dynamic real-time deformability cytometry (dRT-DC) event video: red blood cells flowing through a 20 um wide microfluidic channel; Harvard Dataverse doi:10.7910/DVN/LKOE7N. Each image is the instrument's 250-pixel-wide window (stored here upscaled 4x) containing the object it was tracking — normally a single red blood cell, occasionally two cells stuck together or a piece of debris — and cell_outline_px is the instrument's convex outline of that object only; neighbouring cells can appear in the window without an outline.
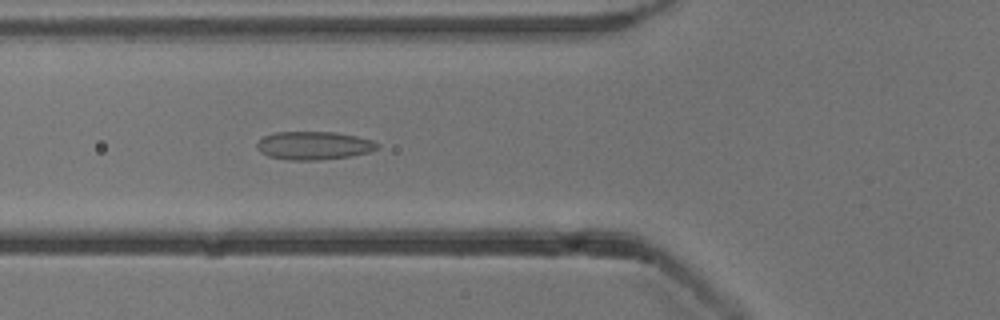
{"species": "common noctule bat (a hibernating species)", "species_latin": "Nyctalus noctula", "temperature_condition": "cold", "stored_images_in_passage": 54, "camera_frame_rate_fps": 3000, "um_per_image_px": 0.085, "animal": {"sex": "male", "body_mass_g": 13.3}, "frame": {"image": 1, "passage_image": 20, "time_ms": 6.333, "image_size_px": [1000, 320], "cell_outline_px": [[380, 148], [368, 152], [352, 156], [316, 160], [288, 160], [268, 156], [260, 152], [256, 148], [256, 144], [264, 136], [276, 132], [336, 132], [356, 136], [372, 140], [380, 144]], "centroid_in_image_um": [26.68, 12.37], "position_along_channel_um": 99.1, "area_um2": 19.88}}
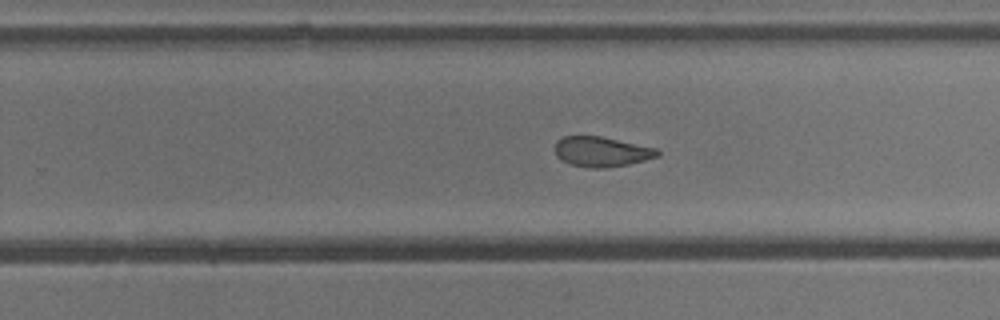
{"frame": {"image": 2, "passage_image": 34, "time_ms": 11.0, "image_size_px": [1000, 320], "cell_outline_px": [[660, 156], [628, 164], [608, 168], [592, 168], [572, 164], [560, 160], [556, 156], [556, 140], [564, 136], [600, 136], [656, 148], [660, 152]], "centroid_in_image_um": [51.13, 12.89], "position_along_channel_um": 278.7, "area_um2": 17.86}}
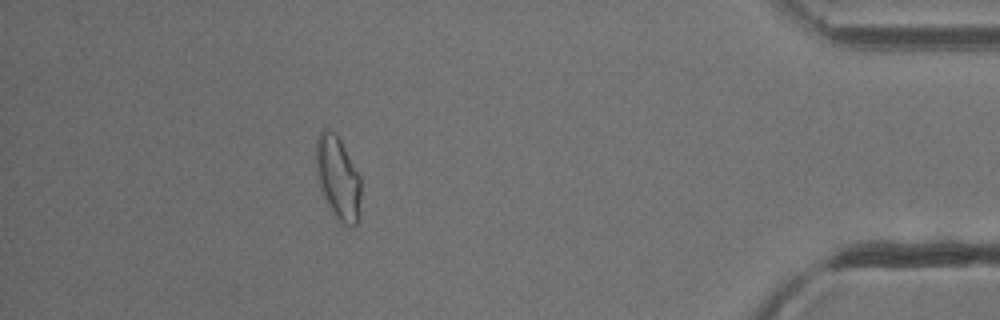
{"frame": {"image": 3, "passage_image": 48, "time_ms": 15.667, "image_size_px": [1000, 320], "cell_outline_px": [[360, 196], [356, 224], [352, 228], [336, 220], [324, 196], [316, 172], [316, 140], [320, 132], [324, 128], [328, 128], [340, 140], [360, 176]], "centroid_in_image_um": [28.71, 15.13], "position_along_channel_um": 406.5, "area_um2": 21.33}, "authors_computed_cell_mechanics": {"area_um2": 20.2589, "velocity_mm_per_s": 3.8478, "shape_relaxation_time_tau1_ms": null, "shape_relaxation_time_tau2_ms": 1.3533, "deformation_change_tau1": null, "deformation_change_tau2": 0.083}}